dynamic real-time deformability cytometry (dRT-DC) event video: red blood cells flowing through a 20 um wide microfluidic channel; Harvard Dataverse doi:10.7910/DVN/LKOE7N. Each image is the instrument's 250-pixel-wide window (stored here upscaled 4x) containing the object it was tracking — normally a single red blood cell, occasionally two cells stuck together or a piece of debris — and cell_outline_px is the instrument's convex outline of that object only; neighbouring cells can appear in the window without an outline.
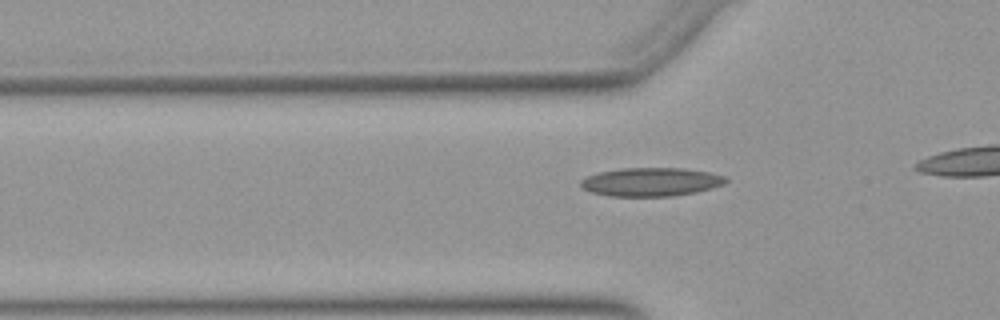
{"species": "Egyptian fruit bat (a non-hibernating species)", "species_latin": "Rousettus aegyptiacus", "temperature_condition": "warm", "stored_images_in_passage": 16, "camera_frame_rate_fps": 3000, "um_per_image_px": 0.085, "animal": {"sex": "female"}, "frame": {"image": 1, "passage_image": 10, "time_ms": 3.0, "image_size_px": [1000, 320], "cell_outline_px": [[728, 180], [724, 184], [712, 188], [696, 192], [672, 196], [608, 196], [592, 192], [580, 188], [580, 180], [588, 176], [600, 172], [620, 168], [684, 168], [708, 172], [724, 176]], "centroid_in_image_um": [55.32, 15.46], "position_along_channel_um": 70.5, "area_um2": 24.16}}
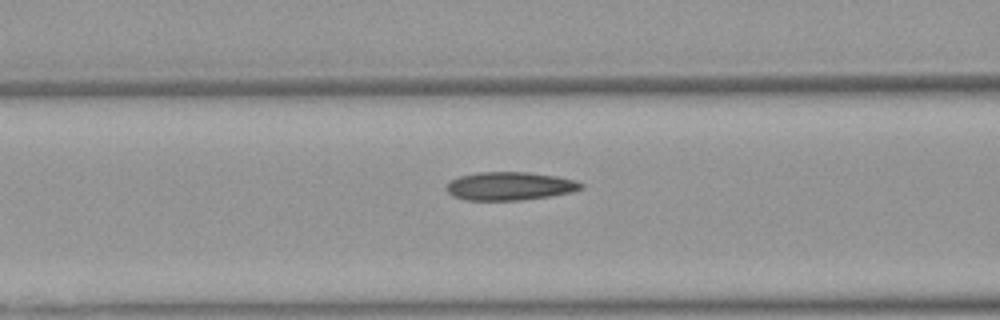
{"frame": {"image": 2, "passage_image": 14, "time_ms": 4.333, "image_size_px": [1000, 320], "cell_outline_px": [[584, 188], [572, 192], [548, 196], [520, 200], [468, 200], [452, 196], [448, 192], [448, 184], [452, 180], [460, 176], [480, 172], [528, 172], [556, 176], [576, 180], [584, 184]], "centroid_in_image_um": [43.38, 15.81], "position_along_channel_um": 123.2, "area_um2": 22.02}}